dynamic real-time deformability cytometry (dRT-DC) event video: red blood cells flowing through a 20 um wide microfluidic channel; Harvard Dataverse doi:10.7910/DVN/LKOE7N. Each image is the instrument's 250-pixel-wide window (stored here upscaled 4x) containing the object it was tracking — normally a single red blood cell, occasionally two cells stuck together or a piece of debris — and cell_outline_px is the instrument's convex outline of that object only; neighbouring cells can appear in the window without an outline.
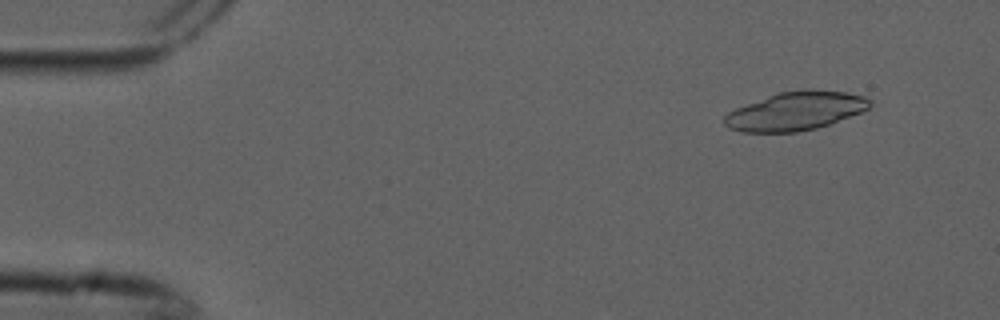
{"species": "common noctule bat (a hibernating species)", "species_latin": "Nyctalus noctula", "temperature_condition": "cold", "stored_images_in_passage": 3, "camera_frame_rate_fps": 3000, "um_per_image_px": 0.085, "animal": {"sex": "male", "forearm_length_mm": 52.5}, "frame": {"image": 1, "passage_image": 1, "time_ms": 0.0, "image_size_px": [1000, 320], "cell_outline_px": [[872, 104], [868, 108], [860, 112], [828, 124], [816, 128], [796, 132], [740, 132], [724, 124], [724, 116], [728, 112], [736, 108], [768, 96], [780, 92], [804, 88], [844, 92], [864, 96], [872, 100]], "centroid_in_image_um": [67.63, 9.43], "position_along_channel_um": 17.4, "area_um2": 32.37}}